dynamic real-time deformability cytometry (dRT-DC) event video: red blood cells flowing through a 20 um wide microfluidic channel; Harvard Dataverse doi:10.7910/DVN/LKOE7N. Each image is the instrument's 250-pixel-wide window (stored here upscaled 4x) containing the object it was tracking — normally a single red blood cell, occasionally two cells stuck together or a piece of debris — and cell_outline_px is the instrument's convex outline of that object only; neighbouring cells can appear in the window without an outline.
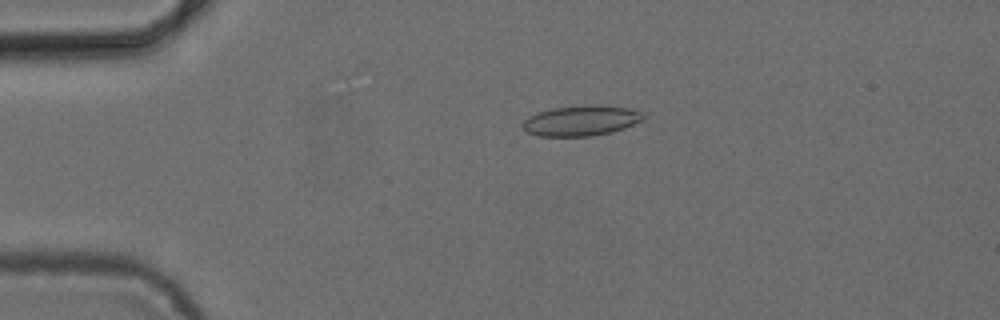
{"species": "common noctule bat (a hibernating species)", "species_latin": "Nyctalus noctula", "temperature_condition": "cold", "stored_images_in_passage": 53, "camera_frame_rate_fps": 3000, "um_per_image_px": 0.085, "animal": {"sex": "female", "body_mass_g": 24.6, "forearm_length_mm": 56.2}, "frame": {"image": 1, "passage_image": 12, "time_ms": 3.667, "image_size_px": [1000, 320], "cell_outline_px": [[644, 120], [624, 128], [612, 132], [592, 136], [540, 136], [528, 132], [520, 124], [528, 116], [552, 108], [592, 104], [600, 104], [628, 108], [640, 112], [644, 116]], "centroid_in_image_um": [49.4, 10.25], "position_along_channel_um": 35.6, "area_um2": 21.39}}
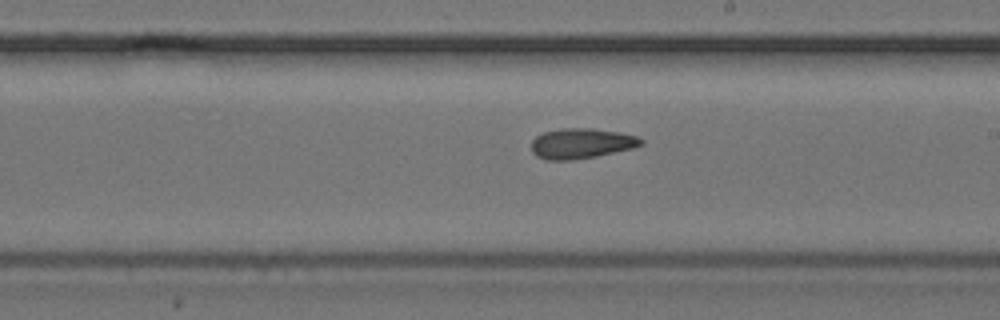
{"frame": {"image": 2, "passage_image": 31, "time_ms": 10.0, "image_size_px": [1000, 320], "cell_outline_px": [[644, 144], [632, 148], [596, 156], [572, 160], [544, 160], [536, 156], [532, 152], [532, 140], [536, 136], [544, 132], [560, 128], [592, 128], [620, 132], [636, 136], [644, 140]], "centroid_in_image_um": [49.4, 12.19], "position_along_channel_um": 239.6, "area_um2": 19.42}}
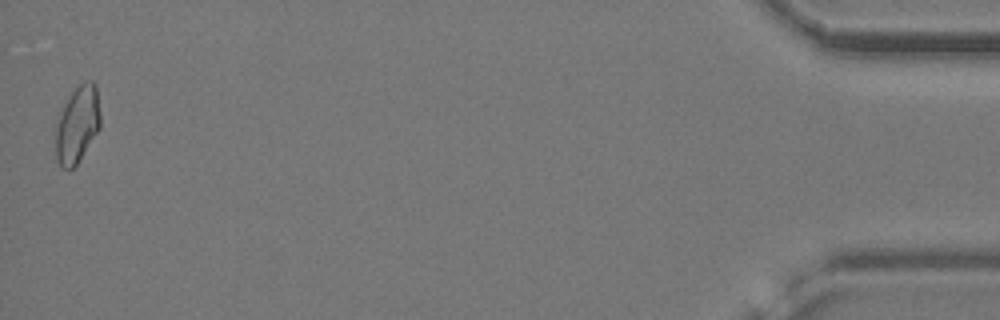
{"frame": {"image": 3, "passage_image": 53, "time_ms": 17.333, "image_size_px": [1000, 320], "cell_outline_px": [[100, 128], [76, 164], [72, 168], [64, 168], [56, 160], [56, 128], [60, 112], [68, 96], [84, 80], [92, 80], [96, 84], [100, 116]], "centroid_in_image_um": [6.58, 10.54], "position_along_channel_um": 428.6, "area_um2": 19.77}, "authors_computed_cell_mechanics": {"area_um2": 19.363, "velocity_mm_per_s": 3.8564, "shape_relaxation_time_tau1_ms": 3.7532, "shape_relaxation_time_tau2_ms": 4.615, "deformation_change_tau1": 0.1113, "deformation_change_tau2": 0.1254}}